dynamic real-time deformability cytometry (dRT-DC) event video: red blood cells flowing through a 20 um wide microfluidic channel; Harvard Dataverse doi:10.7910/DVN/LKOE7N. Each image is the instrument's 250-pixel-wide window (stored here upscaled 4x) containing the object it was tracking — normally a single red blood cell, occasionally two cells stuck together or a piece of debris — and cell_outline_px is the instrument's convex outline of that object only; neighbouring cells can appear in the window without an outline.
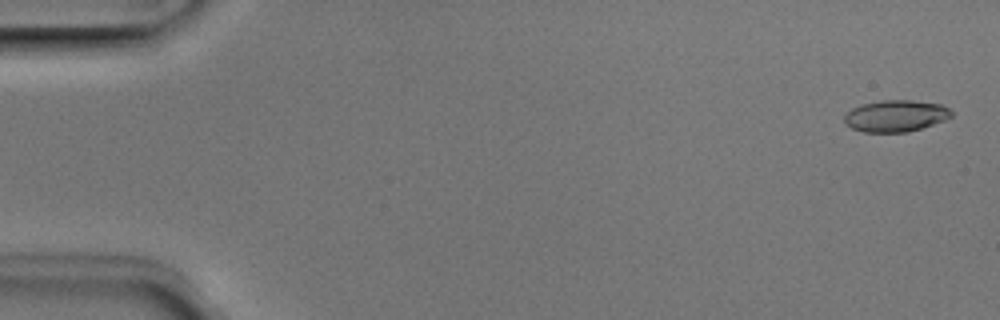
{"species": "Egyptian fruit bat (a non-hibernating species)", "species_latin": "Rousettus aegyptiacus", "temperature_condition": "room temperature", "stored_images_in_passage": 5, "camera_frame_rate_fps": 3000, "um_per_image_px": 0.085, "animal": {"sex": "male"}, "frame": {"image": 1, "passage_image": 1, "time_ms": 0.0, "image_size_px": [1000, 320], "cell_outline_px": [[952, 116], [944, 120], [908, 132], [864, 132], [852, 128], [844, 124], [844, 116], [852, 108], [860, 104], [880, 100], [912, 100], [940, 104], [948, 108], [952, 112]], "centroid_in_image_um": [76.09, 9.84], "position_along_channel_um": 8.9, "area_um2": 19.71}}
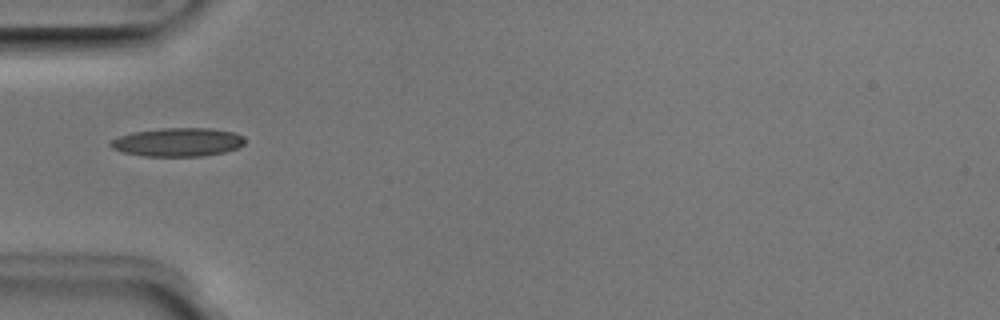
{"frame": {"image": 2, "passage_image": 5, "time_ms": 1.333, "image_size_px": [1000, 320], "cell_outline_px": [[244, 144], [236, 148], [224, 152], [200, 156], [144, 156], [124, 152], [112, 148], [108, 144], [112, 140], [120, 136], [132, 132], [160, 128], [212, 128], [236, 132], [244, 136]], "centroid_in_image_um": [15.13, 12.07], "position_along_channel_um": 69.9, "area_um2": 22.37}}